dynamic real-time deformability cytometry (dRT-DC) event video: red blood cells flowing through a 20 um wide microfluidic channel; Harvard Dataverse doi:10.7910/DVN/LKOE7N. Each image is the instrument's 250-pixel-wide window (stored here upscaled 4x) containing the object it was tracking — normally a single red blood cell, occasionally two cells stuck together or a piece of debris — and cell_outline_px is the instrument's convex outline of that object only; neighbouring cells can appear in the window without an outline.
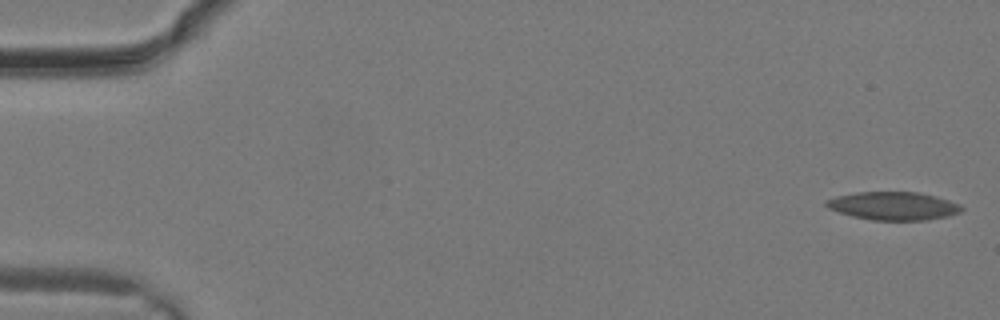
{"species": "common noctule bat (a hibernating species)", "species_latin": "Nyctalus noctula", "temperature_condition": "warm", "stored_images_in_passage": 23, "camera_frame_rate_fps": 3000, "um_per_image_px": 0.085, "animal": {"sex": "male", "body_mass_g": 19.2, "forearm_length_mm": 51.8}, "frame": {"image": 1, "passage_image": 1, "time_ms": 0.0, "image_size_px": [1000, 320], "cell_outline_px": [[964, 208], [960, 212], [948, 216], [928, 220], [872, 220], [852, 216], [828, 208], [824, 204], [824, 200], [836, 196], [856, 192], [920, 192], [936, 196], [960, 204]], "centroid_in_image_um": [75.93, 17.5], "position_along_channel_um": 9.1, "area_um2": 22.31}}
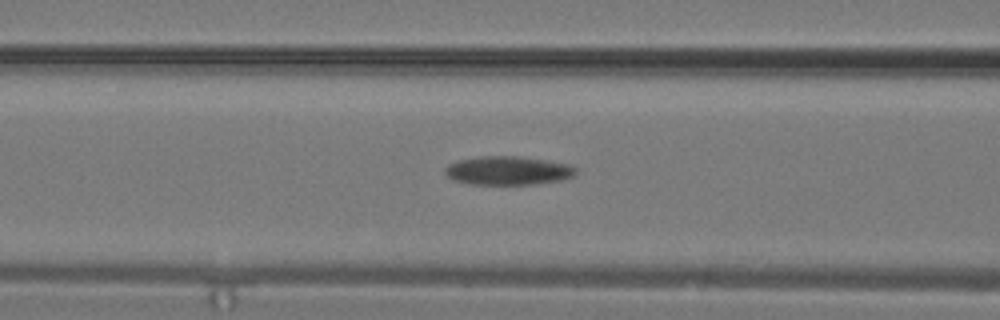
{"frame": {"image": 2, "passage_image": 13, "time_ms": 4.0, "image_size_px": [1000, 320], "cell_outline_px": [[576, 176], [560, 180], [536, 184], [472, 184], [452, 180], [444, 172], [444, 168], [448, 164], [460, 160], [480, 156], [516, 156], [572, 164], [576, 168]], "centroid_in_image_um": [43.2, 14.5], "position_along_channel_um": 123.4, "area_um2": 21.91}}
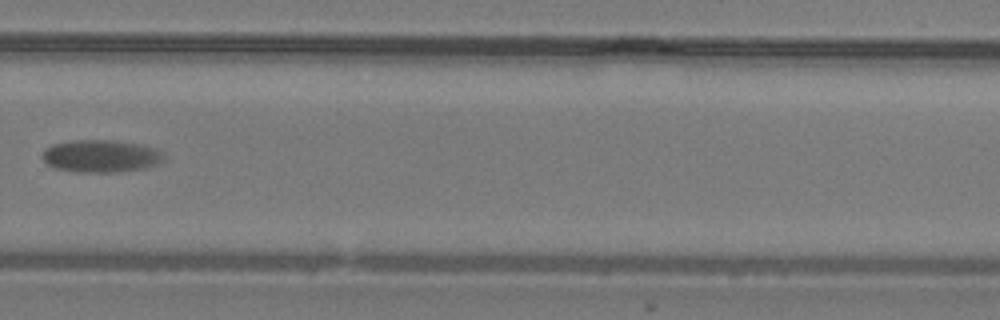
{"frame": {"image": 3, "passage_image": 22, "time_ms": 7.0, "image_size_px": [1000, 320], "cell_outline_px": [[164, 160], [156, 164], [144, 168], [120, 172], [76, 172], [56, 168], [48, 164], [40, 156], [44, 148], [52, 144], [72, 140], [116, 140], [140, 144], [156, 148], [164, 152]], "centroid_in_image_um": [8.58, 13.26], "position_along_channel_um": 321.2, "area_um2": 23.29}}